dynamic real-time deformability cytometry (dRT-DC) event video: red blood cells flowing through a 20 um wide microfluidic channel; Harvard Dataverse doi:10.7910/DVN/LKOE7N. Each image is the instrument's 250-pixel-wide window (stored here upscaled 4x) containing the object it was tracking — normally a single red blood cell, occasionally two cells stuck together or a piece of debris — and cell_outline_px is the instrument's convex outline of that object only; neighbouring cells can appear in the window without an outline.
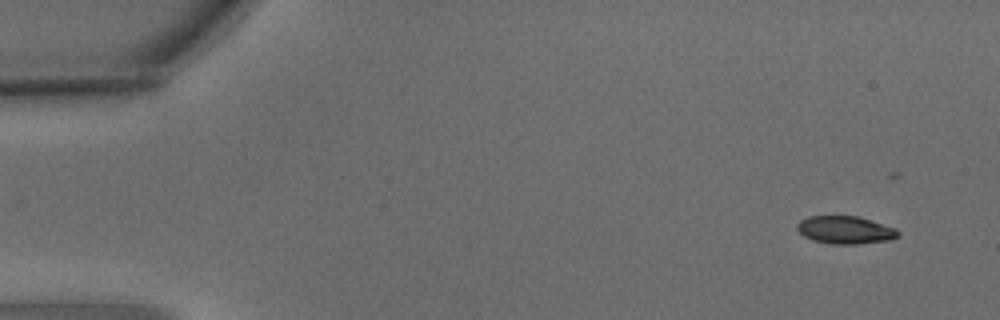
{"species": "common noctule bat (a hibernating species)", "species_latin": "Nyctalus noctula", "temperature_condition": "warm", "stored_images_in_passage": 5, "camera_frame_rate_fps": 3000, "um_per_image_px": 0.085, "animal": {"sex": "male", "body_mass_g": 15.6}, "frame": {"image": 1, "passage_image": 1, "time_ms": 0.0, "image_size_px": [1000, 320], "cell_outline_px": [[900, 236], [888, 240], [856, 244], [832, 244], [812, 240], [804, 236], [796, 228], [796, 224], [800, 220], [808, 216], [856, 216], [896, 228], [900, 232]], "centroid_in_image_um": [71.83, 19.55], "position_along_channel_um": 13.2, "area_um2": 16.3}}
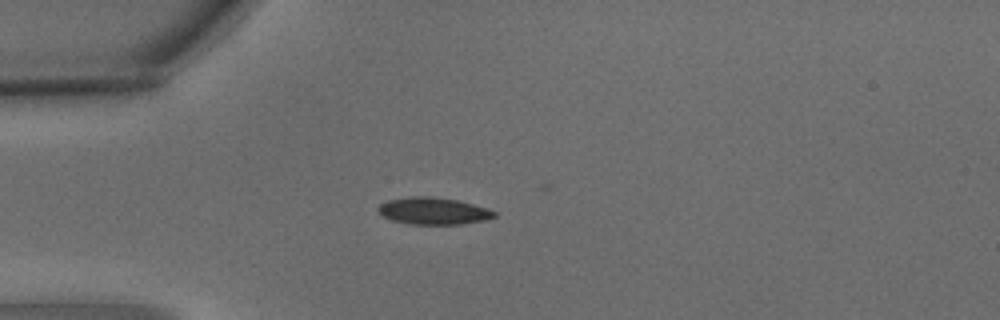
{"frame": {"image": 2, "passage_image": 4, "time_ms": 1.0, "image_size_px": [1000, 320], "cell_outline_px": [[496, 216], [484, 220], [460, 224], [408, 224], [392, 220], [384, 216], [376, 208], [380, 204], [388, 200], [412, 196], [428, 196], [456, 200], [488, 208], [496, 212]], "centroid_in_image_um": [36.83, 17.93], "position_along_channel_um": 48.2, "area_um2": 18.09}}